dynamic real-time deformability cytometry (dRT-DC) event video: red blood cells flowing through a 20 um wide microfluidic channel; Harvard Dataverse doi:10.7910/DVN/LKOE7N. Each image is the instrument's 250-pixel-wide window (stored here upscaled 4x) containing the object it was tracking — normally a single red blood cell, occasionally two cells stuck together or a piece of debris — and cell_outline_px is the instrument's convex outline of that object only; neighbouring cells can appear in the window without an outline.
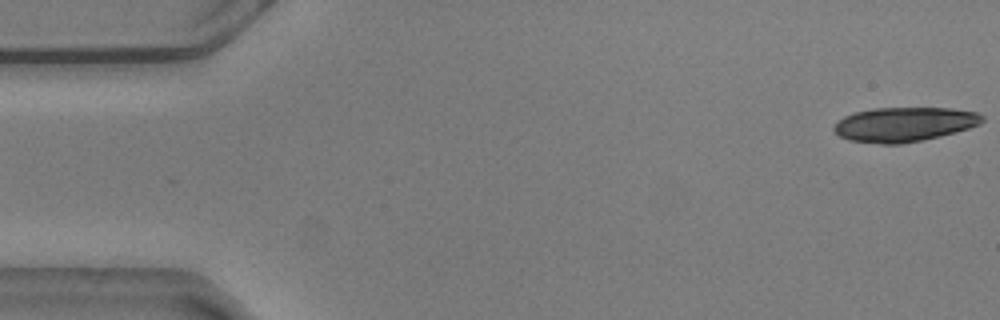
{"species": "common noctule bat (a hibernating species)", "species_latin": "Nyctalus noctula", "temperature_condition": "warm", "stored_images_in_passage": 15, "camera_frame_rate_fps": 3000, "um_per_image_px": 0.085, "animal": {"sex": "male", "body_mass_g": 20.5, "forearm_length_mm": 52.5}, "frame": {"image": 1, "passage_image": 1, "time_ms": 0.0, "image_size_px": [1000, 320], "cell_outline_px": [[984, 120], [980, 124], [956, 132], [940, 136], [900, 144], [880, 144], [848, 140], [840, 136], [832, 128], [844, 116], [856, 112], [872, 108], [952, 108], [976, 112], [984, 116]], "centroid_in_image_um": [76.87, 10.57], "position_along_channel_um": 8.1, "area_um2": 29.65}}
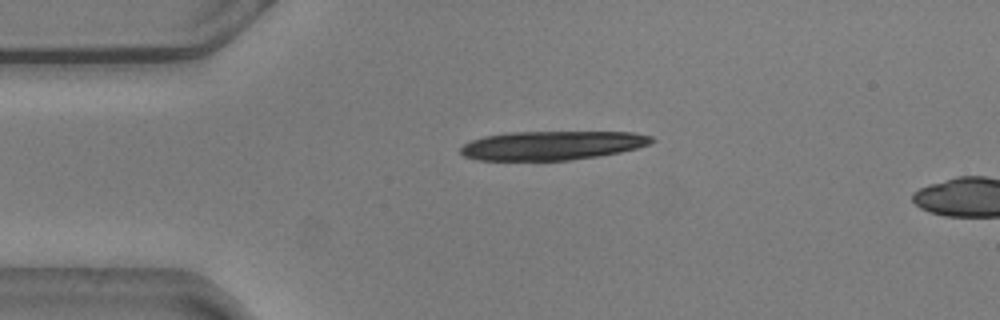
{"frame": {"image": 2, "passage_image": 12, "time_ms": 3.667, "image_size_px": [1000, 320], "cell_outline_px": [[656, 140], [648, 144], [636, 148], [620, 152], [596, 156], [568, 160], [476, 160], [464, 156], [460, 152], [460, 148], [464, 144], [472, 140], [484, 136], [508, 132], [636, 132], [652, 136]], "centroid_in_image_um": [46.91, 12.35], "position_along_channel_um": 38.1, "area_um2": 32.19}}